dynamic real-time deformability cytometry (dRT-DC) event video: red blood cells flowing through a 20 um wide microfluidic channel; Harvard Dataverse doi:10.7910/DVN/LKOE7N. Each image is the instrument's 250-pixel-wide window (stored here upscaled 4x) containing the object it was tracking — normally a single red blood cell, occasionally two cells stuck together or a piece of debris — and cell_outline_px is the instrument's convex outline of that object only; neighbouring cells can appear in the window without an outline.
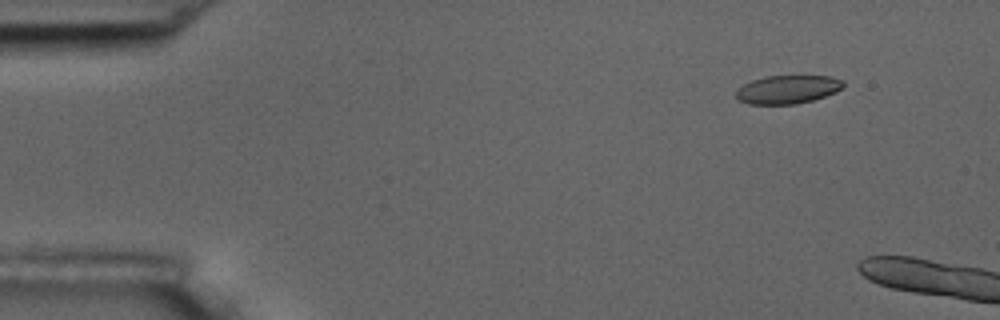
{"species": "common noctule bat (a hibernating species)", "species_latin": "Nyctalus noctula", "temperature_condition": "room temperature", "stored_images_in_passage": 3, "camera_frame_rate_fps": 3000, "um_per_image_px": 0.085, "animal": {"sex": "male", "body_mass_g": 17.5, "forearm_length_mm": 52.3}, "frame": {"image": 1, "passage_image": 2, "time_ms": 1.333, "image_size_px": [1000, 320], "cell_outline_px": [[844, 88], [836, 92], [812, 100], [796, 104], [748, 104], [736, 100], [736, 88], [752, 80], [764, 76], [832, 76], [844, 80]], "centroid_in_image_um": [66.94, 7.6], "position_along_channel_um": 18.1, "area_um2": 17.98}}